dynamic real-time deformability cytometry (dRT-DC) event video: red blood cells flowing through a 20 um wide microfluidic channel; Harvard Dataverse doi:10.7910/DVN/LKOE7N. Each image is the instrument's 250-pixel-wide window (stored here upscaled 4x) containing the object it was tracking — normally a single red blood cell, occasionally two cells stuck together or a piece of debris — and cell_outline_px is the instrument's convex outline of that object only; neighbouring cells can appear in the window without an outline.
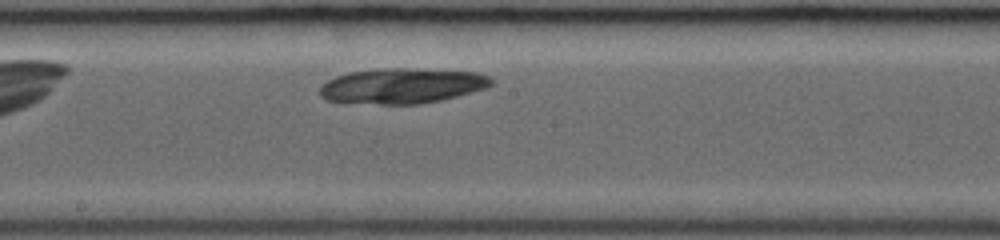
{"species": "common noctule bat (a hibernating species)", "species_latin": "Nyctalus noctula", "temperature_condition": "room temperature", "stored_images_in_passage": 22, "camera_frame_rate_fps": 3000, "um_per_image_px": 0.085, "animal": {"sex": "female", "body_mass_g": 19.0, "forearm_length_mm": 53.3}, "frame": {"image": 1, "passage_image": 10, "time_ms": 3.0, "image_size_px": [1000, 240], "cell_outline_px": [[492, 84], [484, 88], [456, 96], [440, 100], [420, 104], [380, 104], [328, 100], [320, 96], [320, 88], [328, 80], [336, 76], [348, 72], [384, 68], [404, 68], [476, 72], [488, 76], [492, 80]], "centroid_in_image_um": [34.16, 7.29], "position_along_channel_um": 214.0, "area_um2": 34.8}}
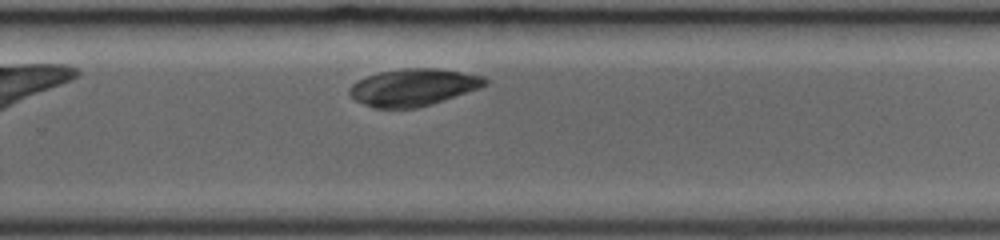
{"frame": {"image": 2, "passage_image": 15, "time_ms": 4.667, "image_size_px": [1000, 240], "cell_outline_px": [[488, 84], [480, 88], [432, 104], [416, 108], [372, 108], [356, 100], [348, 92], [348, 88], [352, 84], [368, 76], [380, 72], [400, 68], [440, 68], [484, 76], [488, 80]], "centroid_in_image_um": [35.15, 7.41], "position_along_channel_um": 294.6, "area_um2": 29.36}}
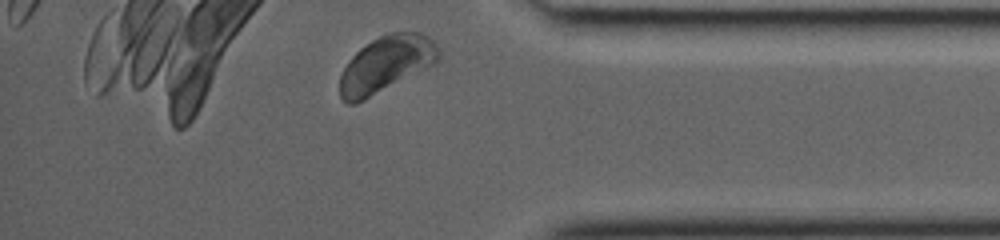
{"frame": {"image": 3, "passage_image": 22, "time_ms": 7.0, "image_size_px": [1000, 240], "cell_outline_px": [[440, 60], [436, 64], [356, 104], [348, 104], [340, 96], [340, 76], [344, 68], [352, 56], [360, 48], [372, 40], [380, 36], [392, 32], [420, 32], [428, 36], [440, 48]], "centroid_in_image_um": [32.85, 5.45], "position_along_channel_um": 402.3, "area_um2": 32.43}}